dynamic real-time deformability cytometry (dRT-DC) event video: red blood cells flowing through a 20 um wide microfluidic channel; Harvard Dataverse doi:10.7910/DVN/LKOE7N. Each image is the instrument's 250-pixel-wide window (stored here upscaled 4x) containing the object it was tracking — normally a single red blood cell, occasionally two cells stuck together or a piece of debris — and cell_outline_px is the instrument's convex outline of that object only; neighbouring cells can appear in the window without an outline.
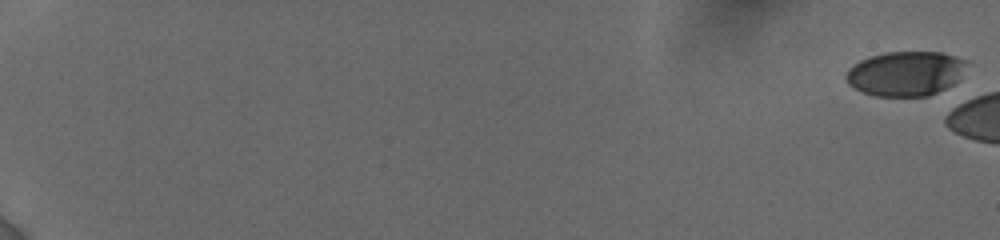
{"species": "human", "species_latin": "Homo sapiens", "temperature_condition": "cold", "stored_images_in_passage": 4, "camera_frame_rate_fps": 3000, "um_per_image_px": 0.085, "donor": {"sex": "female"}, "frame": {"image": 1, "passage_image": 1, "time_ms": 0.0, "image_size_px": [1000, 240], "cell_outline_px": [[964, 60], [956, 80], [952, 84], [928, 96], [876, 96], [864, 92], [848, 84], [844, 76], [848, 68], [852, 64], [860, 60], [872, 56], [888, 52], [940, 52]], "centroid_in_image_um": [76.86, 6.25], "position_along_channel_um": 8.1, "area_um2": 30.63}}